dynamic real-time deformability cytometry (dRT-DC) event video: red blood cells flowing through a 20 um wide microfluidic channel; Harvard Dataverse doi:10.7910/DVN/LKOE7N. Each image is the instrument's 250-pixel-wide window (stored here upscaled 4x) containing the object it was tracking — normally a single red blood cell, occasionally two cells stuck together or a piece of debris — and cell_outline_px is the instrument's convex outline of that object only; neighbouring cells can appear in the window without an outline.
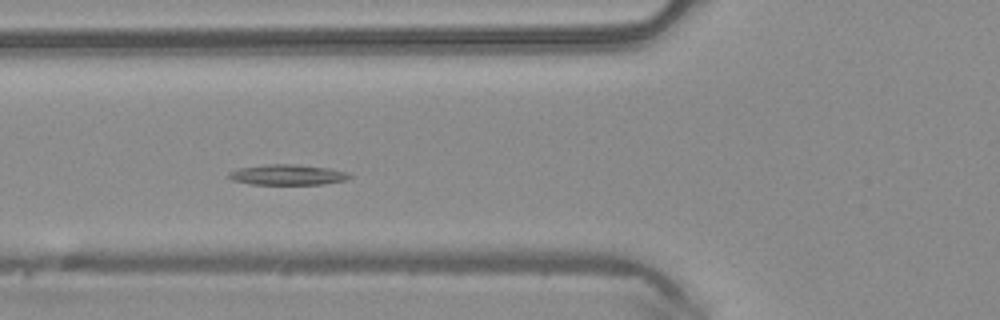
{"species": "common noctule bat (a hibernating species)", "species_latin": "Nyctalus noctula", "temperature_condition": "warm", "stored_images_in_passage": 5, "camera_frame_rate_fps": 3000, "um_per_image_px": 0.085, "animal": {"sex": "male", "body_mass_g": 20.4}, "frame": {"image": 1, "passage_image": 3, "time_ms": 0.667, "image_size_px": [1000, 320], "cell_outline_px": [[352, 176], [348, 180], [324, 184], [252, 184], [232, 180], [228, 176], [228, 172], [240, 168], [268, 164], [296, 164], [328, 168], [348, 172]], "centroid_in_image_um": [24.48, 14.85], "position_along_channel_um": 101.3, "area_um2": 14.39}}
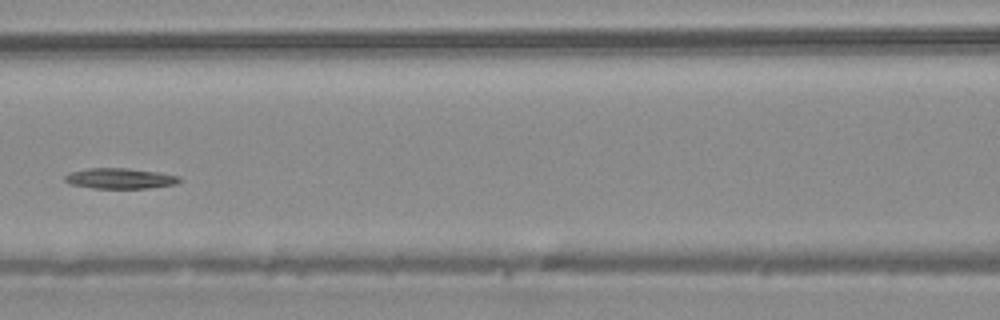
{"frame": {"image": 2, "passage_image": 4, "time_ms": 1.0, "image_size_px": [1000, 320], "cell_outline_px": [[180, 180], [176, 184], [148, 188], [92, 188], [68, 184], [64, 180], [64, 176], [68, 172], [88, 168], [128, 168], [160, 172], [180, 176]], "centroid_in_image_um": [10.16, 15.16], "position_along_channel_um": 156.4, "area_um2": 13.87}}
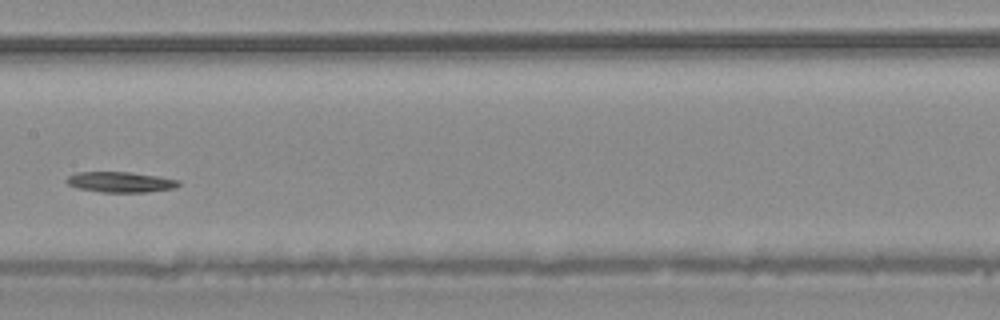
{"frame": {"image": 3, "passage_image": 5, "time_ms": 1.333, "image_size_px": [1000, 320], "cell_outline_px": [[180, 184], [176, 188], [148, 192], [100, 192], [76, 188], [68, 184], [64, 180], [68, 176], [76, 172], [132, 172], [160, 176], [180, 180]], "centroid_in_image_um": [10.25, 15.47], "position_along_channel_um": 197.2, "area_um2": 13.64}}